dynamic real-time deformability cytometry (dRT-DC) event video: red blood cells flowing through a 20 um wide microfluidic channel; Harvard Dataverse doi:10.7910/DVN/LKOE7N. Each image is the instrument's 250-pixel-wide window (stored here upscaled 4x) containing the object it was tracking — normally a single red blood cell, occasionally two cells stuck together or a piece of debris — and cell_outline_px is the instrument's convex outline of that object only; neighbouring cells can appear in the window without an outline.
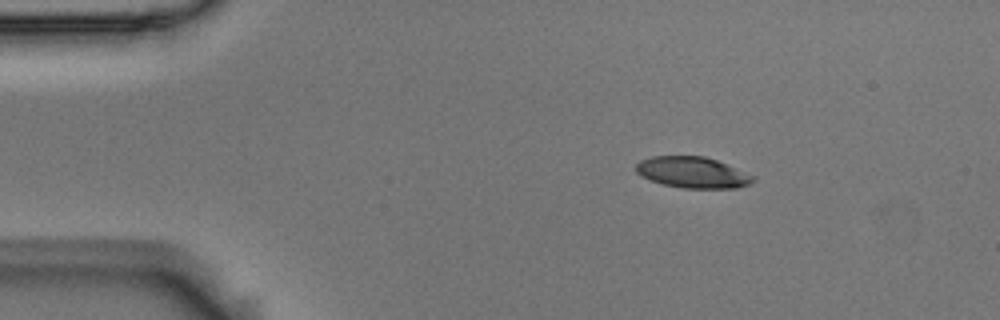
{"species": "Egyptian fruit bat (a non-hibernating species)", "species_latin": "Rousettus aegyptiacus", "temperature_condition": "room temperature", "stored_images_in_passage": 5, "camera_frame_rate_fps": 3000, "um_per_image_px": 0.085, "animal": {"sex": "male"}, "frame": {"image": 1, "passage_image": 2, "time_ms": 0.333, "image_size_px": [1000, 320], "cell_outline_px": [[756, 180], [748, 184], [736, 188], [684, 188], [664, 184], [652, 180], [636, 172], [636, 164], [640, 160], [652, 156], [704, 156], [716, 160], [756, 176]], "centroid_in_image_um": [58.9, 14.65], "position_along_channel_um": 26.1, "area_um2": 21.04}}
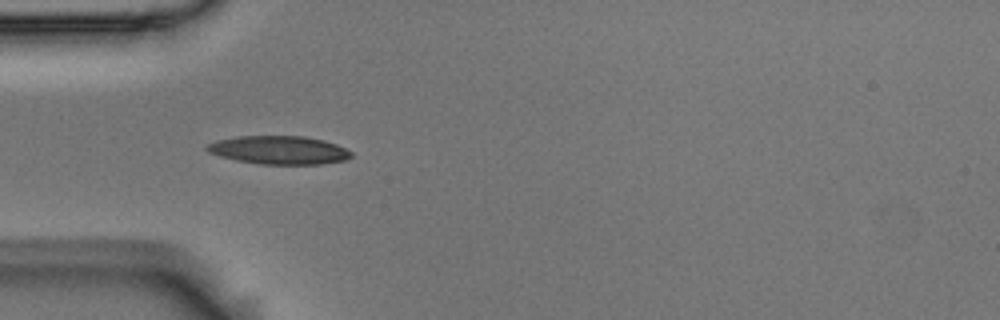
{"frame": {"image": 2, "passage_image": 4, "time_ms": 1.0, "image_size_px": [1000, 320], "cell_outline_px": [[352, 156], [344, 160], [320, 164], [260, 164], [236, 160], [220, 156], [208, 152], [204, 148], [208, 144], [216, 140], [240, 136], [304, 136], [324, 140], [336, 144], [352, 152]], "centroid_in_image_um": [23.7, 12.75], "position_along_channel_um": 61.3, "area_um2": 23.76}}
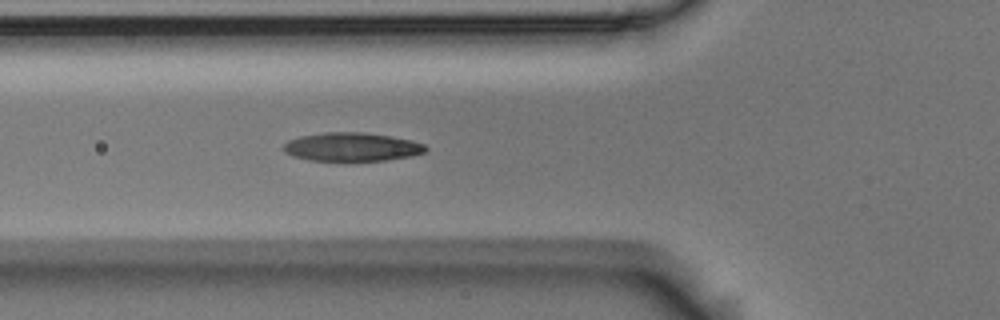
{"frame": {"image": 3, "passage_image": 5, "time_ms": 1.333, "image_size_px": [1000, 320], "cell_outline_px": [[428, 148], [424, 152], [412, 156], [388, 160], [348, 164], [308, 160], [292, 156], [284, 152], [284, 144], [288, 140], [300, 136], [324, 132], [364, 132], [388, 136], [408, 140], [424, 144]], "centroid_in_image_um": [29.86, 12.54], "position_along_channel_um": 95.9, "area_um2": 24.62}}